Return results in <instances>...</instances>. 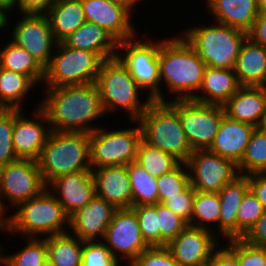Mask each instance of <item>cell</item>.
<instances>
[{
    "instance_id": "22",
    "label": "cell",
    "mask_w": 266,
    "mask_h": 266,
    "mask_svg": "<svg viewBox=\"0 0 266 266\" xmlns=\"http://www.w3.org/2000/svg\"><path fill=\"white\" fill-rule=\"evenodd\" d=\"M255 129L256 127L251 124L231 119L224 114L208 150L238 165Z\"/></svg>"
},
{
    "instance_id": "21",
    "label": "cell",
    "mask_w": 266,
    "mask_h": 266,
    "mask_svg": "<svg viewBox=\"0 0 266 266\" xmlns=\"http://www.w3.org/2000/svg\"><path fill=\"white\" fill-rule=\"evenodd\" d=\"M96 196L116 209L132 208V185L126 165L92 169Z\"/></svg>"
},
{
    "instance_id": "61",
    "label": "cell",
    "mask_w": 266,
    "mask_h": 266,
    "mask_svg": "<svg viewBox=\"0 0 266 266\" xmlns=\"http://www.w3.org/2000/svg\"><path fill=\"white\" fill-rule=\"evenodd\" d=\"M264 176H266V169H265V171L262 173Z\"/></svg>"
},
{
    "instance_id": "23",
    "label": "cell",
    "mask_w": 266,
    "mask_h": 266,
    "mask_svg": "<svg viewBox=\"0 0 266 266\" xmlns=\"http://www.w3.org/2000/svg\"><path fill=\"white\" fill-rule=\"evenodd\" d=\"M206 13L218 23L248 33L258 15L261 5L257 0H204ZM212 14V15H211Z\"/></svg>"
},
{
    "instance_id": "31",
    "label": "cell",
    "mask_w": 266,
    "mask_h": 266,
    "mask_svg": "<svg viewBox=\"0 0 266 266\" xmlns=\"http://www.w3.org/2000/svg\"><path fill=\"white\" fill-rule=\"evenodd\" d=\"M36 86L28 76L0 67V108L22 110Z\"/></svg>"
},
{
    "instance_id": "2",
    "label": "cell",
    "mask_w": 266,
    "mask_h": 266,
    "mask_svg": "<svg viewBox=\"0 0 266 266\" xmlns=\"http://www.w3.org/2000/svg\"><path fill=\"white\" fill-rule=\"evenodd\" d=\"M172 36L160 39L158 51L160 102L192 99L199 91L206 68L204 61L181 33L177 37ZM165 87L169 91L168 95L171 94L173 98H167L168 95L165 97L163 92Z\"/></svg>"
},
{
    "instance_id": "42",
    "label": "cell",
    "mask_w": 266,
    "mask_h": 266,
    "mask_svg": "<svg viewBox=\"0 0 266 266\" xmlns=\"http://www.w3.org/2000/svg\"><path fill=\"white\" fill-rule=\"evenodd\" d=\"M225 245L237 256L238 266H266V248L248 244L242 238L225 240Z\"/></svg>"
},
{
    "instance_id": "1",
    "label": "cell",
    "mask_w": 266,
    "mask_h": 266,
    "mask_svg": "<svg viewBox=\"0 0 266 266\" xmlns=\"http://www.w3.org/2000/svg\"><path fill=\"white\" fill-rule=\"evenodd\" d=\"M44 88L46 94L38 103L52 131L92 133L101 126L92 122L107 116L95 82Z\"/></svg>"
},
{
    "instance_id": "47",
    "label": "cell",
    "mask_w": 266,
    "mask_h": 266,
    "mask_svg": "<svg viewBox=\"0 0 266 266\" xmlns=\"http://www.w3.org/2000/svg\"><path fill=\"white\" fill-rule=\"evenodd\" d=\"M242 239L248 244L266 248V211Z\"/></svg>"
},
{
    "instance_id": "35",
    "label": "cell",
    "mask_w": 266,
    "mask_h": 266,
    "mask_svg": "<svg viewBox=\"0 0 266 266\" xmlns=\"http://www.w3.org/2000/svg\"><path fill=\"white\" fill-rule=\"evenodd\" d=\"M135 162L150 176L156 178L170 172L181 163L175 156L150 146L143 140L139 143Z\"/></svg>"
},
{
    "instance_id": "3",
    "label": "cell",
    "mask_w": 266,
    "mask_h": 266,
    "mask_svg": "<svg viewBox=\"0 0 266 266\" xmlns=\"http://www.w3.org/2000/svg\"><path fill=\"white\" fill-rule=\"evenodd\" d=\"M95 83L106 115L122 109L123 113L129 114L128 120L137 121L153 101L150 97L140 99L146 92L137 85L118 57L103 61Z\"/></svg>"
},
{
    "instance_id": "10",
    "label": "cell",
    "mask_w": 266,
    "mask_h": 266,
    "mask_svg": "<svg viewBox=\"0 0 266 266\" xmlns=\"http://www.w3.org/2000/svg\"><path fill=\"white\" fill-rule=\"evenodd\" d=\"M138 38V34L118 43L117 57L128 68L137 85L147 96L160 102V72L158 51L160 39ZM142 39V40H141Z\"/></svg>"
},
{
    "instance_id": "15",
    "label": "cell",
    "mask_w": 266,
    "mask_h": 266,
    "mask_svg": "<svg viewBox=\"0 0 266 266\" xmlns=\"http://www.w3.org/2000/svg\"><path fill=\"white\" fill-rule=\"evenodd\" d=\"M13 24L11 41L26 50L45 69L52 58L57 41L46 14L20 13Z\"/></svg>"
},
{
    "instance_id": "33",
    "label": "cell",
    "mask_w": 266,
    "mask_h": 266,
    "mask_svg": "<svg viewBox=\"0 0 266 266\" xmlns=\"http://www.w3.org/2000/svg\"><path fill=\"white\" fill-rule=\"evenodd\" d=\"M220 208L221 200L218 193L196 191L189 226L210 230L218 236Z\"/></svg>"
},
{
    "instance_id": "26",
    "label": "cell",
    "mask_w": 266,
    "mask_h": 266,
    "mask_svg": "<svg viewBox=\"0 0 266 266\" xmlns=\"http://www.w3.org/2000/svg\"><path fill=\"white\" fill-rule=\"evenodd\" d=\"M234 71L240 86L266 87V46L247 37Z\"/></svg>"
},
{
    "instance_id": "50",
    "label": "cell",
    "mask_w": 266,
    "mask_h": 266,
    "mask_svg": "<svg viewBox=\"0 0 266 266\" xmlns=\"http://www.w3.org/2000/svg\"><path fill=\"white\" fill-rule=\"evenodd\" d=\"M251 192L266 209V176L262 173L247 175Z\"/></svg>"
},
{
    "instance_id": "56",
    "label": "cell",
    "mask_w": 266,
    "mask_h": 266,
    "mask_svg": "<svg viewBox=\"0 0 266 266\" xmlns=\"http://www.w3.org/2000/svg\"><path fill=\"white\" fill-rule=\"evenodd\" d=\"M6 16L0 11V31L6 30Z\"/></svg>"
},
{
    "instance_id": "34",
    "label": "cell",
    "mask_w": 266,
    "mask_h": 266,
    "mask_svg": "<svg viewBox=\"0 0 266 266\" xmlns=\"http://www.w3.org/2000/svg\"><path fill=\"white\" fill-rule=\"evenodd\" d=\"M132 185V207L158 203L157 178L150 176L135 161L126 165Z\"/></svg>"
},
{
    "instance_id": "25",
    "label": "cell",
    "mask_w": 266,
    "mask_h": 266,
    "mask_svg": "<svg viewBox=\"0 0 266 266\" xmlns=\"http://www.w3.org/2000/svg\"><path fill=\"white\" fill-rule=\"evenodd\" d=\"M249 190L248 177L240 175L218 193L221 200L218 236L224 240L237 238V212Z\"/></svg>"
},
{
    "instance_id": "52",
    "label": "cell",
    "mask_w": 266,
    "mask_h": 266,
    "mask_svg": "<svg viewBox=\"0 0 266 266\" xmlns=\"http://www.w3.org/2000/svg\"><path fill=\"white\" fill-rule=\"evenodd\" d=\"M18 1L19 0H0V11L6 16V27L11 24L9 20L11 18L10 13H13L14 10H18Z\"/></svg>"
},
{
    "instance_id": "59",
    "label": "cell",
    "mask_w": 266,
    "mask_h": 266,
    "mask_svg": "<svg viewBox=\"0 0 266 266\" xmlns=\"http://www.w3.org/2000/svg\"><path fill=\"white\" fill-rule=\"evenodd\" d=\"M1 246L2 245H0V266H2V254H3V250H4V248Z\"/></svg>"
},
{
    "instance_id": "8",
    "label": "cell",
    "mask_w": 266,
    "mask_h": 266,
    "mask_svg": "<svg viewBox=\"0 0 266 266\" xmlns=\"http://www.w3.org/2000/svg\"><path fill=\"white\" fill-rule=\"evenodd\" d=\"M103 59L96 53L57 43L49 65L45 68V87L94 83Z\"/></svg>"
},
{
    "instance_id": "53",
    "label": "cell",
    "mask_w": 266,
    "mask_h": 266,
    "mask_svg": "<svg viewBox=\"0 0 266 266\" xmlns=\"http://www.w3.org/2000/svg\"><path fill=\"white\" fill-rule=\"evenodd\" d=\"M0 231H7L8 234L10 231V220L9 213L4 209L2 203L0 202Z\"/></svg>"
},
{
    "instance_id": "17",
    "label": "cell",
    "mask_w": 266,
    "mask_h": 266,
    "mask_svg": "<svg viewBox=\"0 0 266 266\" xmlns=\"http://www.w3.org/2000/svg\"><path fill=\"white\" fill-rule=\"evenodd\" d=\"M220 239L210 230L188 225L166 247L180 266H207L214 251L223 244Z\"/></svg>"
},
{
    "instance_id": "48",
    "label": "cell",
    "mask_w": 266,
    "mask_h": 266,
    "mask_svg": "<svg viewBox=\"0 0 266 266\" xmlns=\"http://www.w3.org/2000/svg\"><path fill=\"white\" fill-rule=\"evenodd\" d=\"M57 0H19L18 12L45 14Z\"/></svg>"
},
{
    "instance_id": "27",
    "label": "cell",
    "mask_w": 266,
    "mask_h": 266,
    "mask_svg": "<svg viewBox=\"0 0 266 266\" xmlns=\"http://www.w3.org/2000/svg\"><path fill=\"white\" fill-rule=\"evenodd\" d=\"M240 87L234 70L206 66L202 84L192 99L223 106Z\"/></svg>"
},
{
    "instance_id": "29",
    "label": "cell",
    "mask_w": 266,
    "mask_h": 266,
    "mask_svg": "<svg viewBox=\"0 0 266 266\" xmlns=\"http://www.w3.org/2000/svg\"><path fill=\"white\" fill-rule=\"evenodd\" d=\"M45 14L58 43L86 22L82 0H57Z\"/></svg>"
},
{
    "instance_id": "30",
    "label": "cell",
    "mask_w": 266,
    "mask_h": 266,
    "mask_svg": "<svg viewBox=\"0 0 266 266\" xmlns=\"http://www.w3.org/2000/svg\"><path fill=\"white\" fill-rule=\"evenodd\" d=\"M0 67L28 76L36 85L43 84L45 69L26 50L9 41L0 47Z\"/></svg>"
},
{
    "instance_id": "54",
    "label": "cell",
    "mask_w": 266,
    "mask_h": 266,
    "mask_svg": "<svg viewBox=\"0 0 266 266\" xmlns=\"http://www.w3.org/2000/svg\"><path fill=\"white\" fill-rule=\"evenodd\" d=\"M108 1L118 3V4L126 7L131 13H132V11L134 13L133 9L136 8L135 5L137 4L139 6L140 4H138V3H141L143 0H108Z\"/></svg>"
},
{
    "instance_id": "57",
    "label": "cell",
    "mask_w": 266,
    "mask_h": 266,
    "mask_svg": "<svg viewBox=\"0 0 266 266\" xmlns=\"http://www.w3.org/2000/svg\"><path fill=\"white\" fill-rule=\"evenodd\" d=\"M261 12L266 14V0L261 4Z\"/></svg>"
},
{
    "instance_id": "39",
    "label": "cell",
    "mask_w": 266,
    "mask_h": 266,
    "mask_svg": "<svg viewBox=\"0 0 266 266\" xmlns=\"http://www.w3.org/2000/svg\"><path fill=\"white\" fill-rule=\"evenodd\" d=\"M265 211L262 203L249 190L237 212V238H243Z\"/></svg>"
},
{
    "instance_id": "41",
    "label": "cell",
    "mask_w": 266,
    "mask_h": 266,
    "mask_svg": "<svg viewBox=\"0 0 266 266\" xmlns=\"http://www.w3.org/2000/svg\"><path fill=\"white\" fill-rule=\"evenodd\" d=\"M14 109L0 108V167L18 160L13 148Z\"/></svg>"
},
{
    "instance_id": "55",
    "label": "cell",
    "mask_w": 266,
    "mask_h": 266,
    "mask_svg": "<svg viewBox=\"0 0 266 266\" xmlns=\"http://www.w3.org/2000/svg\"><path fill=\"white\" fill-rule=\"evenodd\" d=\"M256 129L266 136V115L260 121Z\"/></svg>"
},
{
    "instance_id": "13",
    "label": "cell",
    "mask_w": 266,
    "mask_h": 266,
    "mask_svg": "<svg viewBox=\"0 0 266 266\" xmlns=\"http://www.w3.org/2000/svg\"><path fill=\"white\" fill-rule=\"evenodd\" d=\"M190 185L199 192L219 193L240 176L238 165L207 150H194L185 162Z\"/></svg>"
},
{
    "instance_id": "9",
    "label": "cell",
    "mask_w": 266,
    "mask_h": 266,
    "mask_svg": "<svg viewBox=\"0 0 266 266\" xmlns=\"http://www.w3.org/2000/svg\"><path fill=\"white\" fill-rule=\"evenodd\" d=\"M131 123L138 125L111 130L100 126L89 133L91 169L129 165L136 160L137 149L142 140V130L138 121Z\"/></svg>"
},
{
    "instance_id": "51",
    "label": "cell",
    "mask_w": 266,
    "mask_h": 266,
    "mask_svg": "<svg viewBox=\"0 0 266 266\" xmlns=\"http://www.w3.org/2000/svg\"><path fill=\"white\" fill-rule=\"evenodd\" d=\"M248 38L257 44L266 46V14L260 12L251 30L248 32Z\"/></svg>"
},
{
    "instance_id": "45",
    "label": "cell",
    "mask_w": 266,
    "mask_h": 266,
    "mask_svg": "<svg viewBox=\"0 0 266 266\" xmlns=\"http://www.w3.org/2000/svg\"><path fill=\"white\" fill-rule=\"evenodd\" d=\"M129 266H180L166 246L148 247Z\"/></svg>"
},
{
    "instance_id": "28",
    "label": "cell",
    "mask_w": 266,
    "mask_h": 266,
    "mask_svg": "<svg viewBox=\"0 0 266 266\" xmlns=\"http://www.w3.org/2000/svg\"><path fill=\"white\" fill-rule=\"evenodd\" d=\"M62 42L68 47L94 52L103 60L117 57L118 42L95 23L86 21Z\"/></svg>"
},
{
    "instance_id": "58",
    "label": "cell",
    "mask_w": 266,
    "mask_h": 266,
    "mask_svg": "<svg viewBox=\"0 0 266 266\" xmlns=\"http://www.w3.org/2000/svg\"><path fill=\"white\" fill-rule=\"evenodd\" d=\"M43 266H56L55 264H53L49 259H47L45 261V263L43 264Z\"/></svg>"
},
{
    "instance_id": "19",
    "label": "cell",
    "mask_w": 266,
    "mask_h": 266,
    "mask_svg": "<svg viewBox=\"0 0 266 266\" xmlns=\"http://www.w3.org/2000/svg\"><path fill=\"white\" fill-rule=\"evenodd\" d=\"M47 188L55 195L69 218L96 196L92 171L59 176Z\"/></svg>"
},
{
    "instance_id": "43",
    "label": "cell",
    "mask_w": 266,
    "mask_h": 266,
    "mask_svg": "<svg viewBox=\"0 0 266 266\" xmlns=\"http://www.w3.org/2000/svg\"><path fill=\"white\" fill-rule=\"evenodd\" d=\"M157 215L160 229V246H166L188 226L181 217L164 204L157 203Z\"/></svg>"
},
{
    "instance_id": "16",
    "label": "cell",
    "mask_w": 266,
    "mask_h": 266,
    "mask_svg": "<svg viewBox=\"0 0 266 266\" xmlns=\"http://www.w3.org/2000/svg\"><path fill=\"white\" fill-rule=\"evenodd\" d=\"M37 105L32 116H27L24 108L14 109L13 148L18 159L36 161L52 132L45 112Z\"/></svg>"
},
{
    "instance_id": "60",
    "label": "cell",
    "mask_w": 266,
    "mask_h": 266,
    "mask_svg": "<svg viewBox=\"0 0 266 266\" xmlns=\"http://www.w3.org/2000/svg\"><path fill=\"white\" fill-rule=\"evenodd\" d=\"M257 1L261 5L265 0H257Z\"/></svg>"
},
{
    "instance_id": "18",
    "label": "cell",
    "mask_w": 266,
    "mask_h": 266,
    "mask_svg": "<svg viewBox=\"0 0 266 266\" xmlns=\"http://www.w3.org/2000/svg\"><path fill=\"white\" fill-rule=\"evenodd\" d=\"M82 5L86 21L102 27L118 43L139 34L126 7L108 0H82Z\"/></svg>"
},
{
    "instance_id": "32",
    "label": "cell",
    "mask_w": 266,
    "mask_h": 266,
    "mask_svg": "<svg viewBox=\"0 0 266 266\" xmlns=\"http://www.w3.org/2000/svg\"><path fill=\"white\" fill-rule=\"evenodd\" d=\"M47 257L56 266H81L84 241L70 232L46 237Z\"/></svg>"
},
{
    "instance_id": "6",
    "label": "cell",
    "mask_w": 266,
    "mask_h": 266,
    "mask_svg": "<svg viewBox=\"0 0 266 266\" xmlns=\"http://www.w3.org/2000/svg\"><path fill=\"white\" fill-rule=\"evenodd\" d=\"M9 220V234L23 235V239L46 238L69 232V217L47 187L39 195L21 203L9 215Z\"/></svg>"
},
{
    "instance_id": "49",
    "label": "cell",
    "mask_w": 266,
    "mask_h": 266,
    "mask_svg": "<svg viewBox=\"0 0 266 266\" xmlns=\"http://www.w3.org/2000/svg\"><path fill=\"white\" fill-rule=\"evenodd\" d=\"M223 245L214 251L207 266H238L237 256L224 243Z\"/></svg>"
},
{
    "instance_id": "40",
    "label": "cell",
    "mask_w": 266,
    "mask_h": 266,
    "mask_svg": "<svg viewBox=\"0 0 266 266\" xmlns=\"http://www.w3.org/2000/svg\"><path fill=\"white\" fill-rule=\"evenodd\" d=\"M144 241L150 246H160V229L157 204L134 206Z\"/></svg>"
},
{
    "instance_id": "36",
    "label": "cell",
    "mask_w": 266,
    "mask_h": 266,
    "mask_svg": "<svg viewBox=\"0 0 266 266\" xmlns=\"http://www.w3.org/2000/svg\"><path fill=\"white\" fill-rule=\"evenodd\" d=\"M27 244L12 254H2L3 266H43L47 257L46 238H26Z\"/></svg>"
},
{
    "instance_id": "24",
    "label": "cell",
    "mask_w": 266,
    "mask_h": 266,
    "mask_svg": "<svg viewBox=\"0 0 266 266\" xmlns=\"http://www.w3.org/2000/svg\"><path fill=\"white\" fill-rule=\"evenodd\" d=\"M223 108L229 118L257 127L266 115V87L241 86Z\"/></svg>"
},
{
    "instance_id": "7",
    "label": "cell",
    "mask_w": 266,
    "mask_h": 266,
    "mask_svg": "<svg viewBox=\"0 0 266 266\" xmlns=\"http://www.w3.org/2000/svg\"><path fill=\"white\" fill-rule=\"evenodd\" d=\"M142 140L186 162L193 150L183 131L178 111L167 101H152L137 120Z\"/></svg>"
},
{
    "instance_id": "20",
    "label": "cell",
    "mask_w": 266,
    "mask_h": 266,
    "mask_svg": "<svg viewBox=\"0 0 266 266\" xmlns=\"http://www.w3.org/2000/svg\"><path fill=\"white\" fill-rule=\"evenodd\" d=\"M117 209L95 196L69 218V232L82 241H102Z\"/></svg>"
},
{
    "instance_id": "37",
    "label": "cell",
    "mask_w": 266,
    "mask_h": 266,
    "mask_svg": "<svg viewBox=\"0 0 266 266\" xmlns=\"http://www.w3.org/2000/svg\"><path fill=\"white\" fill-rule=\"evenodd\" d=\"M240 175L263 173L266 169V136L255 129L238 164Z\"/></svg>"
},
{
    "instance_id": "46",
    "label": "cell",
    "mask_w": 266,
    "mask_h": 266,
    "mask_svg": "<svg viewBox=\"0 0 266 266\" xmlns=\"http://www.w3.org/2000/svg\"><path fill=\"white\" fill-rule=\"evenodd\" d=\"M195 194V189L189 185L183 192L174 197H170L163 204L189 225L193 213V200Z\"/></svg>"
},
{
    "instance_id": "11",
    "label": "cell",
    "mask_w": 266,
    "mask_h": 266,
    "mask_svg": "<svg viewBox=\"0 0 266 266\" xmlns=\"http://www.w3.org/2000/svg\"><path fill=\"white\" fill-rule=\"evenodd\" d=\"M177 111L192 150H207L212 145L225 114L222 105L193 99L168 101Z\"/></svg>"
},
{
    "instance_id": "4",
    "label": "cell",
    "mask_w": 266,
    "mask_h": 266,
    "mask_svg": "<svg viewBox=\"0 0 266 266\" xmlns=\"http://www.w3.org/2000/svg\"><path fill=\"white\" fill-rule=\"evenodd\" d=\"M36 161L46 186L65 174L92 171L89 133L52 131Z\"/></svg>"
},
{
    "instance_id": "38",
    "label": "cell",
    "mask_w": 266,
    "mask_h": 266,
    "mask_svg": "<svg viewBox=\"0 0 266 266\" xmlns=\"http://www.w3.org/2000/svg\"><path fill=\"white\" fill-rule=\"evenodd\" d=\"M158 203L163 204L170 197L183 192L189 185V171L185 162H181L175 169L157 177Z\"/></svg>"
},
{
    "instance_id": "5",
    "label": "cell",
    "mask_w": 266,
    "mask_h": 266,
    "mask_svg": "<svg viewBox=\"0 0 266 266\" xmlns=\"http://www.w3.org/2000/svg\"><path fill=\"white\" fill-rule=\"evenodd\" d=\"M210 23L189 26L182 36L206 66L234 70L248 33L215 21Z\"/></svg>"
},
{
    "instance_id": "14",
    "label": "cell",
    "mask_w": 266,
    "mask_h": 266,
    "mask_svg": "<svg viewBox=\"0 0 266 266\" xmlns=\"http://www.w3.org/2000/svg\"><path fill=\"white\" fill-rule=\"evenodd\" d=\"M102 242L121 265L125 263L122 258L126 260L127 266L150 247L142 237L136 212L132 208L115 211Z\"/></svg>"
},
{
    "instance_id": "12",
    "label": "cell",
    "mask_w": 266,
    "mask_h": 266,
    "mask_svg": "<svg viewBox=\"0 0 266 266\" xmlns=\"http://www.w3.org/2000/svg\"><path fill=\"white\" fill-rule=\"evenodd\" d=\"M46 187L35 160L18 159L0 167V202L8 212L39 195Z\"/></svg>"
},
{
    "instance_id": "44",
    "label": "cell",
    "mask_w": 266,
    "mask_h": 266,
    "mask_svg": "<svg viewBox=\"0 0 266 266\" xmlns=\"http://www.w3.org/2000/svg\"><path fill=\"white\" fill-rule=\"evenodd\" d=\"M81 266H121L102 241H84Z\"/></svg>"
}]
</instances>
